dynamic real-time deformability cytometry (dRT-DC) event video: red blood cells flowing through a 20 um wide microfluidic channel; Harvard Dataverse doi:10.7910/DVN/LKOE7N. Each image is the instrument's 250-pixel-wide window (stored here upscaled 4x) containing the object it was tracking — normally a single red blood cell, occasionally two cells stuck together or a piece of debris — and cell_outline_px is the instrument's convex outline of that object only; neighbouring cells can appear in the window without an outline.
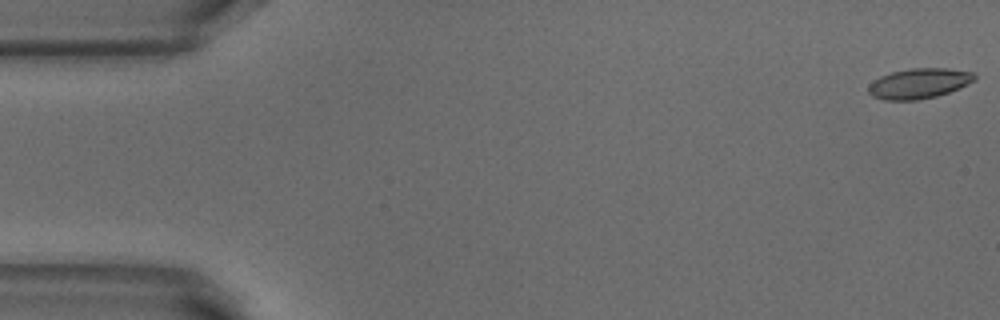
{"species": "common noctule bat (a hibernating species)", "species_latin": "Nyctalus noctula", "temperature_condition": "warm", "stored_images_in_passage": 52, "camera_frame_rate_fps": 3000, "um_per_image_px": 0.085, "animal": {"sex": "male", "body_mass_g": 18.8}, "frame": {"image": 1, "passage_image": 1, "time_ms": 0.0, "image_size_px": [1000, 320], "cell_outline_px": [[976, 80], [968, 84], [948, 92], [936, 96], [916, 100], [884, 100], [872, 96], [868, 92], [868, 84], [872, 80], [880, 76], [892, 72], [912, 68], [948, 68], [972, 72], [976, 76]], "centroid_in_image_um": [78.09, 7.09], "position_along_channel_um": 6.9, "area_um2": 18.73}}
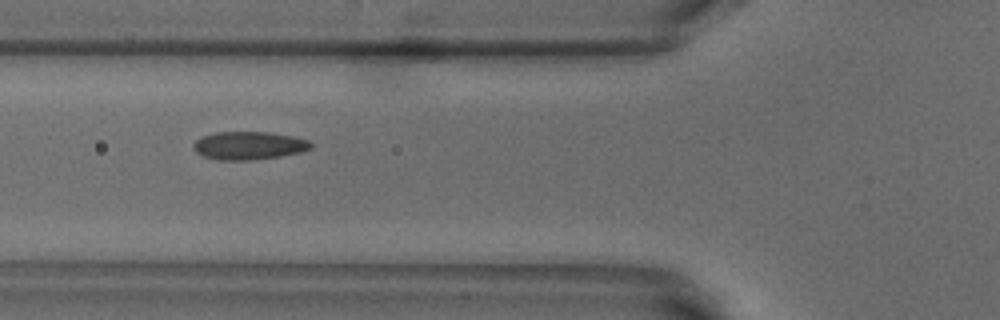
{"frame": {"image": 2, "passage_image": 19, "time_ms": 6.0, "image_size_px": [1000, 320], "cell_outline_px": [[312, 148], [300, 152], [280, 156], [252, 160], [216, 160], [204, 156], [196, 152], [192, 148], [192, 144], [196, 140], [204, 136], [216, 132], [268, 132], [292, 136], [308, 140], [312, 144]], "centroid_in_image_um": [21.13, 12.38], "position_along_channel_um": 104.7, "area_um2": 19.19}}
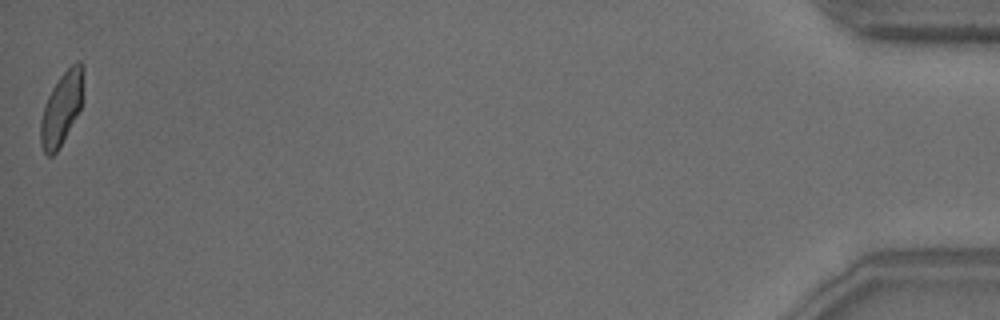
{"frame": {"image": 3, "passage_image": 52, "time_ms": 17.0, "image_size_px": [1000, 320], "cell_outline_px": [[84, 72], [80, 108], [56, 152], [52, 156], [48, 156], [44, 152], [40, 144], [40, 120], [44, 104], [52, 88], [60, 76], [76, 60], [80, 60], [84, 64]], "centroid_in_image_um": [5.22, 9.17], "position_along_channel_um": 430.0, "area_um2": 17.92}, "authors_computed_cell_mechanics": {"area_um2": 18.6694, "velocity_mm_per_s": 3.8598, "shape_relaxation_time_tau1_ms": 5.4757, "shape_relaxation_time_tau2_ms": 0.9946, "deformation_change_tau1": 0.1502, "deformation_change_tau2": 0.0594}}